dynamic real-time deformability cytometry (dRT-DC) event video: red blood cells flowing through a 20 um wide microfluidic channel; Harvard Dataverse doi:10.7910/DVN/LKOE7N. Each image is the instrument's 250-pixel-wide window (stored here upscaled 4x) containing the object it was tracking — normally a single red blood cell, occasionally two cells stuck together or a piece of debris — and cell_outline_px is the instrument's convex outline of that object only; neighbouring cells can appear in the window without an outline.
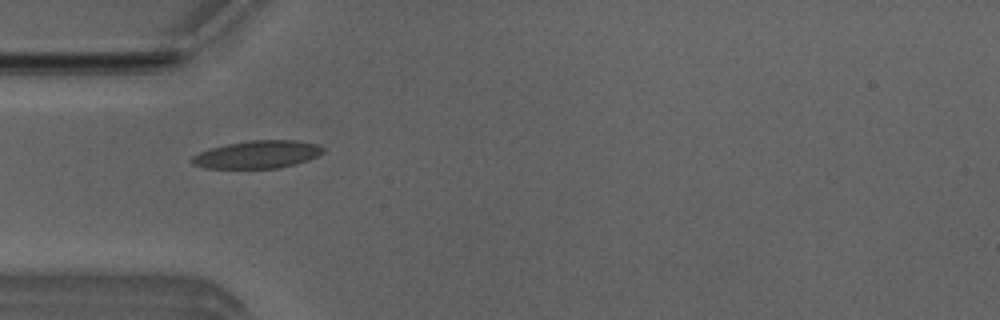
{"species": "Egyptian fruit bat (a non-hibernating species)", "species_latin": "Rousettus aegyptiacus", "temperature_condition": "room temperature", "stored_images_in_passage": 4, "camera_frame_rate_fps": 3000, "um_per_image_px": 0.085, "animal": {"sex": "male"}, "frame": {"image": 1, "passage_image": 1, "time_ms": 0.0, "image_size_px": [1000, 320], "cell_outline_px": [[324, 152], [308, 160], [276, 168], [204, 168], [192, 164], [188, 160], [192, 156], [208, 148], [228, 144], [252, 140], [296, 140], [316, 144], [324, 148]], "centroid_in_image_um": [21.82, 13.13], "position_along_channel_um": 63.2, "area_um2": 21.1}}